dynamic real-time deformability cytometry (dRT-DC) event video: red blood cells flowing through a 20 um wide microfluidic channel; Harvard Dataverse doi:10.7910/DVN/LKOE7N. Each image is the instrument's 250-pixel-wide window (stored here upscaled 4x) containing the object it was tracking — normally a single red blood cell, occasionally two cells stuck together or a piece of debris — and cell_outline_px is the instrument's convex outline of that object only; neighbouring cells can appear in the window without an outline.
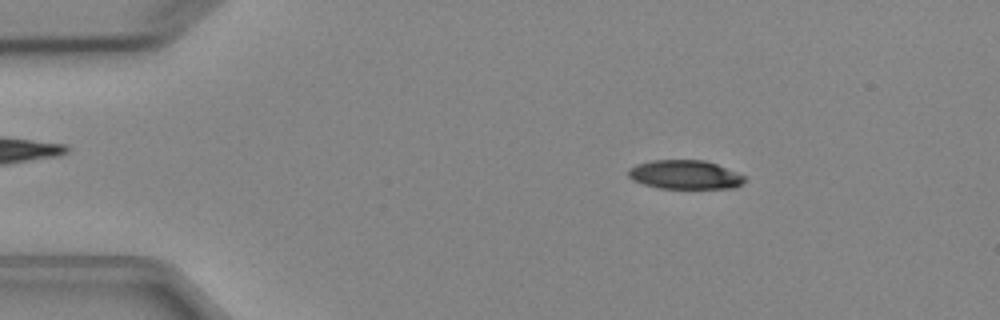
{"species": "Egyptian fruit bat (a non-hibernating species)", "species_latin": "Rousettus aegyptiacus", "temperature_condition": "cold", "stored_images_in_passage": 3, "camera_frame_rate_fps": 3000, "um_per_image_px": 0.085, "animal": {"sex": "female"}, "frame": {"image": 1, "passage_image": 2, "time_ms": 1.333, "image_size_px": [1000, 320], "cell_outline_px": [[744, 180], [736, 188], [660, 188], [644, 184], [632, 180], [628, 176], [628, 168], [636, 164], [652, 160], [704, 160], [716, 164], [736, 172], [744, 176]], "centroid_in_image_um": [58.18, 14.84], "position_along_channel_um": 26.8, "area_um2": 19.48}}